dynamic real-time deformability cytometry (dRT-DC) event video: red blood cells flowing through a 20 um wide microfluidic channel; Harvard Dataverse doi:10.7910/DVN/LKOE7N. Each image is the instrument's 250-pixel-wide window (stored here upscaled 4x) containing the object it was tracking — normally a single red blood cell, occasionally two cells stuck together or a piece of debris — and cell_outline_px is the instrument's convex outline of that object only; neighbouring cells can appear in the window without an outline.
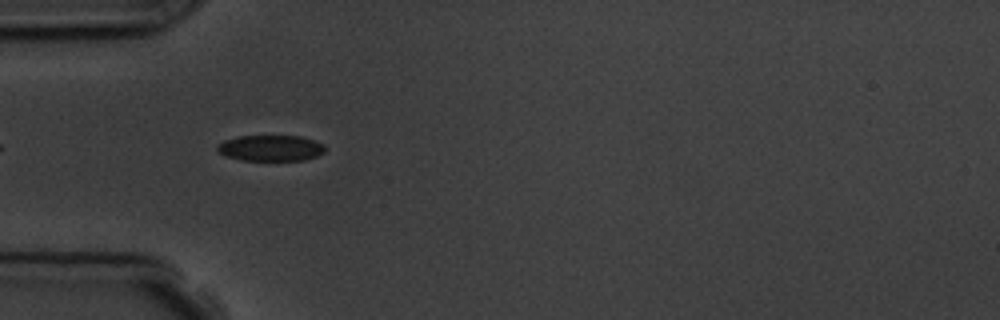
{"species": "common noctule bat (a hibernating species)", "species_latin": "Nyctalus noctula", "temperature_condition": "room temperature", "stored_images_in_passage": 3, "camera_frame_rate_fps": 3000, "um_per_image_px": 0.085, "animal": {"sex": "male", "body_mass_g": 19.5, "forearm_length_mm": 54.6}, "frame": {"image": 1, "passage_image": 2, "time_ms": 1.333, "image_size_px": [1000, 320], "cell_outline_px": [[324, 152], [316, 156], [304, 160], [240, 160], [224, 156], [216, 152], [216, 144], [224, 140], [240, 136], [300, 136], [324, 144]], "centroid_in_image_um": [22.93, 12.59], "position_along_channel_um": 62.1, "area_um2": 16.36}}